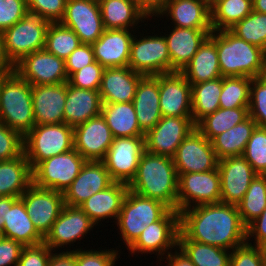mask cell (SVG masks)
<instances>
[{
  "label": "cell",
  "instance_id": "14",
  "mask_svg": "<svg viewBox=\"0 0 266 266\" xmlns=\"http://www.w3.org/2000/svg\"><path fill=\"white\" fill-rule=\"evenodd\" d=\"M179 231L180 213L170 209L160 220L149 224L128 250L133 254L156 252L162 258L170 253L167 250L178 247Z\"/></svg>",
  "mask_w": 266,
  "mask_h": 266
},
{
  "label": "cell",
  "instance_id": "47",
  "mask_svg": "<svg viewBox=\"0 0 266 266\" xmlns=\"http://www.w3.org/2000/svg\"><path fill=\"white\" fill-rule=\"evenodd\" d=\"M104 69L105 68L95 60L79 71L72 73L68 77L67 83L77 88L99 91Z\"/></svg>",
  "mask_w": 266,
  "mask_h": 266
},
{
  "label": "cell",
  "instance_id": "2",
  "mask_svg": "<svg viewBox=\"0 0 266 266\" xmlns=\"http://www.w3.org/2000/svg\"><path fill=\"white\" fill-rule=\"evenodd\" d=\"M128 188L140 196L156 199L170 209L177 210L178 175L171 157L145 151Z\"/></svg>",
  "mask_w": 266,
  "mask_h": 266
},
{
  "label": "cell",
  "instance_id": "48",
  "mask_svg": "<svg viewBox=\"0 0 266 266\" xmlns=\"http://www.w3.org/2000/svg\"><path fill=\"white\" fill-rule=\"evenodd\" d=\"M23 152V136L0 121V161L14 159Z\"/></svg>",
  "mask_w": 266,
  "mask_h": 266
},
{
  "label": "cell",
  "instance_id": "38",
  "mask_svg": "<svg viewBox=\"0 0 266 266\" xmlns=\"http://www.w3.org/2000/svg\"><path fill=\"white\" fill-rule=\"evenodd\" d=\"M222 87L223 77L191 85L192 120L195 124L220 108Z\"/></svg>",
  "mask_w": 266,
  "mask_h": 266
},
{
  "label": "cell",
  "instance_id": "21",
  "mask_svg": "<svg viewBox=\"0 0 266 266\" xmlns=\"http://www.w3.org/2000/svg\"><path fill=\"white\" fill-rule=\"evenodd\" d=\"M95 224L79 206L64 205L59 217L44 237L43 243L52 251L86 236Z\"/></svg>",
  "mask_w": 266,
  "mask_h": 266
},
{
  "label": "cell",
  "instance_id": "49",
  "mask_svg": "<svg viewBox=\"0 0 266 266\" xmlns=\"http://www.w3.org/2000/svg\"><path fill=\"white\" fill-rule=\"evenodd\" d=\"M67 0H27L28 12L37 14L50 23L63 18Z\"/></svg>",
  "mask_w": 266,
  "mask_h": 266
},
{
  "label": "cell",
  "instance_id": "46",
  "mask_svg": "<svg viewBox=\"0 0 266 266\" xmlns=\"http://www.w3.org/2000/svg\"><path fill=\"white\" fill-rule=\"evenodd\" d=\"M248 109L257 126L266 127V74L251 79Z\"/></svg>",
  "mask_w": 266,
  "mask_h": 266
},
{
  "label": "cell",
  "instance_id": "18",
  "mask_svg": "<svg viewBox=\"0 0 266 266\" xmlns=\"http://www.w3.org/2000/svg\"><path fill=\"white\" fill-rule=\"evenodd\" d=\"M218 171L221 187L220 202L237 206L257 173L242 155L220 159Z\"/></svg>",
  "mask_w": 266,
  "mask_h": 266
},
{
  "label": "cell",
  "instance_id": "64",
  "mask_svg": "<svg viewBox=\"0 0 266 266\" xmlns=\"http://www.w3.org/2000/svg\"><path fill=\"white\" fill-rule=\"evenodd\" d=\"M260 247H261L262 253L266 259V241Z\"/></svg>",
  "mask_w": 266,
  "mask_h": 266
},
{
  "label": "cell",
  "instance_id": "6",
  "mask_svg": "<svg viewBox=\"0 0 266 266\" xmlns=\"http://www.w3.org/2000/svg\"><path fill=\"white\" fill-rule=\"evenodd\" d=\"M169 210L161 201L128 190L116 221L127 249L149 224L160 220Z\"/></svg>",
  "mask_w": 266,
  "mask_h": 266
},
{
  "label": "cell",
  "instance_id": "16",
  "mask_svg": "<svg viewBox=\"0 0 266 266\" xmlns=\"http://www.w3.org/2000/svg\"><path fill=\"white\" fill-rule=\"evenodd\" d=\"M20 198L34 227L45 237L65 205L63 193L32 184Z\"/></svg>",
  "mask_w": 266,
  "mask_h": 266
},
{
  "label": "cell",
  "instance_id": "22",
  "mask_svg": "<svg viewBox=\"0 0 266 266\" xmlns=\"http://www.w3.org/2000/svg\"><path fill=\"white\" fill-rule=\"evenodd\" d=\"M114 183L102 161H86L80 173L63 192L64 204L80 206L92 195Z\"/></svg>",
  "mask_w": 266,
  "mask_h": 266
},
{
  "label": "cell",
  "instance_id": "54",
  "mask_svg": "<svg viewBox=\"0 0 266 266\" xmlns=\"http://www.w3.org/2000/svg\"><path fill=\"white\" fill-rule=\"evenodd\" d=\"M52 250L44 243L22 249L17 266H48Z\"/></svg>",
  "mask_w": 266,
  "mask_h": 266
},
{
  "label": "cell",
  "instance_id": "24",
  "mask_svg": "<svg viewBox=\"0 0 266 266\" xmlns=\"http://www.w3.org/2000/svg\"><path fill=\"white\" fill-rule=\"evenodd\" d=\"M66 82L55 85H32L35 125L64 123Z\"/></svg>",
  "mask_w": 266,
  "mask_h": 266
},
{
  "label": "cell",
  "instance_id": "13",
  "mask_svg": "<svg viewBox=\"0 0 266 266\" xmlns=\"http://www.w3.org/2000/svg\"><path fill=\"white\" fill-rule=\"evenodd\" d=\"M195 128L192 116L162 117L145 134V151L172 158L181 142Z\"/></svg>",
  "mask_w": 266,
  "mask_h": 266
},
{
  "label": "cell",
  "instance_id": "28",
  "mask_svg": "<svg viewBox=\"0 0 266 266\" xmlns=\"http://www.w3.org/2000/svg\"><path fill=\"white\" fill-rule=\"evenodd\" d=\"M102 99L98 90H86L66 82L64 123L71 127L85 123L101 114Z\"/></svg>",
  "mask_w": 266,
  "mask_h": 266
},
{
  "label": "cell",
  "instance_id": "19",
  "mask_svg": "<svg viewBox=\"0 0 266 266\" xmlns=\"http://www.w3.org/2000/svg\"><path fill=\"white\" fill-rule=\"evenodd\" d=\"M73 129L74 149L86 161H102L114 140L104 117L100 114Z\"/></svg>",
  "mask_w": 266,
  "mask_h": 266
},
{
  "label": "cell",
  "instance_id": "58",
  "mask_svg": "<svg viewBox=\"0 0 266 266\" xmlns=\"http://www.w3.org/2000/svg\"><path fill=\"white\" fill-rule=\"evenodd\" d=\"M48 266H76L75 250L52 253Z\"/></svg>",
  "mask_w": 266,
  "mask_h": 266
},
{
  "label": "cell",
  "instance_id": "9",
  "mask_svg": "<svg viewBox=\"0 0 266 266\" xmlns=\"http://www.w3.org/2000/svg\"><path fill=\"white\" fill-rule=\"evenodd\" d=\"M192 201V202H191ZM221 201L220 174L217 169L178 176L177 211ZM193 206H192V204Z\"/></svg>",
  "mask_w": 266,
  "mask_h": 266
},
{
  "label": "cell",
  "instance_id": "50",
  "mask_svg": "<svg viewBox=\"0 0 266 266\" xmlns=\"http://www.w3.org/2000/svg\"><path fill=\"white\" fill-rule=\"evenodd\" d=\"M229 266H266L261 247L248 242L231 251Z\"/></svg>",
  "mask_w": 266,
  "mask_h": 266
},
{
  "label": "cell",
  "instance_id": "20",
  "mask_svg": "<svg viewBox=\"0 0 266 266\" xmlns=\"http://www.w3.org/2000/svg\"><path fill=\"white\" fill-rule=\"evenodd\" d=\"M159 105L162 117L192 116L191 84L181 72L159 75Z\"/></svg>",
  "mask_w": 266,
  "mask_h": 266
},
{
  "label": "cell",
  "instance_id": "11",
  "mask_svg": "<svg viewBox=\"0 0 266 266\" xmlns=\"http://www.w3.org/2000/svg\"><path fill=\"white\" fill-rule=\"evenodd\" d=\"M141 37L132 39L128 66L144 76L171 72L170 54L164 35Z\"/></svg>",
  "mask_w": 266,
  "mask_h": 266
},
{
  "label": "cell",
  "instance_id": "45",
  "mask_svg": "<svg viewBox=\"0 0 266 266\" xmlns=\"http://www.w3.org/2000/svg\"><path fill=\"white\" fill-rule=\"evenodd\" d=\"M260 175H266V127L256 126L242 155Z\"/></svg>",
  "mask_w": 266,
  "mask_h": 266
},
{
  "label": "cell",
  "instance_id": "8",
  "mask_svg": "<svg viewBox=\"0 0 266 266\" xmlns=\"http://www.w3.org/2000/svg\"><path fill=\"white\" fill-rule=\"evenodd\" d=\"M86 160L75 149L40 162L33 170V184L64 192L80 173Z\"/></svg>",
  "mask_w": 266,
  "mask_h": 266
},
{
  "label": "cell",
  "instance_id": "32",
  "mask_svg": "<svg viewBox=\"0 0 266 266\" xmlns=\"http://www.w3.org/2000/svg\"><path fill=\"white\" fill-rule=\"evenodd\" d=\"M181 73L191 85L222 77L216 43L210 37L203 42Z\"/></svg>",
  "mask_w": 266,
  "mask_h": 266
},
{
  "label": "cell",
  "instance_id": "60",
  "mask_svg": "<svg viewBox=\"0 0 266 266\" xmlns=\"http://www.w3.org/2000/svg\"><path fill=\"white\" fill-rule=\"evenodd\" d=\"M18 197L2 196L0 197V235H3L4 219L7 214V205H12Z\"/></svg>",
  "mask_w": 266,
  "mask_h": 266
},
{
  "label": "cell",
  "instance_id": "10",
  "mask_svg": "<svg viewBox=\"0 0 266 266\" xmlns=\"http://www.w3.org/2000/svg\"><path fill=\"white\" fill-rule=\"evenodd\" d=\"M145 152V136L114 138L102 162L114 182L129 185Z\"/></svg>",
  "mask_w": 266,
  "mask_h": 266
},
{
  "label": "cell",
  "instance_id": "51",
  "mask_svg": "<svg viewBox=\"0 0 266 266\" xmlns=\"http://www.w3.org/2000/svg\"><path fill=\"white\" fill-rule=\"evenodd\" d=\"M28 13L27 0H0V33Z\"/></svg>",
  "mask_w": 266,
  "mask_h": 266
},
{
  "label": "cell",
  "instance_id": "15",
  "mask_svg": "<svg viewBox=\"0 0 266 266\" xmlns=\"http://www.w3.org/2000/svg\"><path fill=\"white\" fill-rule=\"evenodd\" d=\"M14 71L31 85H55L68 81L65 60L45 48L25 56Z\"/></svg>",
  "mask_w": 266,
  "mask_h": 266
},
{
  "label": "cell",
  "instance_id": "57",
  "mask_svg": "<svg viewBox=\"0 0 266 266\" xmlns=\"http://www.w3.org/2000/svg\"><path fill=\"white\" fill-rule=\"evenodd\" d=\"M137 7L147 16H158L159 13L165 8L169 0H134ZM153 14V15H152Z\"/></svg>",
  "mask_w": 266,
  "mask_h": 266
},
{
  "label": "cell",
  "instance_id": "39",
  "mask_svg": "<svg viewBox=\"0 0 266 266\" xmlns=\"http://www.w3.org/2000/svg\"><path fill=\"white\" fill-rule=\"evenodd\" d=\"M249 117L248 107L233 109L219 108L214 113L206 115L197 124L196 128L209 141L214 137L243 122Z\"/></svg>",
  "mask_w": 266,
  "mask_h": 266
},
{
  "label": "cell",
  "instance_id": "52",
  "mask_svg": "<svg viewBox=\"0 0 266 266\" xmlns=\"http://www.w3.org/2000/svg\"><path fill=\"white\" fill-rule=\"evenodd\" d=\"M111 250V251H110ZM106 250H75L76 266H114L117 260L118 251Z\"/></svg>",
  "mask_w": 266,
  "mask_h": 266
},
{
  "label": "cell",
  "instance_id": "42",
  "mask_svg": "<svg viewBox=\"0 0 266 266\" xmlns=\"http://www.w3.org/2000/svg\"><path fill=\"white\" fill-rule=\"evenodd\" d=\"M80 44V39L71 29L59 22L49 24L45 40V49L49 53L65 60Z\"/></svg>",
  "mask_w": 266,
  "mask_h": 266
},
{
  "label": "cell",
  "instance_id": "30",
  "mask_svg": "<svg viewBox=\"0 0 266 266\" xmlns=\"http://www.w3.org/2000/svg\"><path fill=\"white\" fill-rule=\"evenodd\" d=\"M3 219V237L13 239L24 247L43 243L44 237L34 227L20 197L12 205H7L6 218Z\"/></svg>",
  "mask_w": 266,
  "mask_h": 266
},
{
  "label": "cell",
  "instance_id": "35",
  "mask_svg": "<svg viewBox=\"0 0 266 266\" xmlns=\"http://www.w3.org/2000/svg\"><path fill=\"white\" fill-rule=\"evenodd\" d=\"M101 115L114 138L145 136L138 124L132 102L104 103Z\"/></svg>",
  "mask_w": 266,
  "mask_h": 266
},
{
  "label": "cell",
  "instance_id": "12",
  "mask_svg": "<svg viewBox=\"0 0 266 266\" xmlns=\"http://www.w3.org/2000/svg\"><path fill=\"white\" fill-rule=\"evenodd\" d=\"M172 159L178 176L217 169L219 162L211 141L197 128L181 142Z\"/></svg>",
  "mask_w": 266,
  "mask_h": 266
},
{
  "label": "cell",
  "instance_id": "5",
  "mask_svg": "<svg viewBox=\"0 0 266 266\" xmlns=\"http://www.w3.org/2000/svg\"><path fill=\"white\" fill-rule=\"evenodd\" d=\"M23 147L33 170L40 162L74 149V129L66 123L35 125L23 137Z\"/></svg>",
  "mask_w": 266,
  "mask_h": 266
},
{
  "label": "cell",
  "instance_id": "27",
  "mask_svg": "<svg viewBox=\"0 0 266 266\" xmlns=\"http://www.w3.org/2000/svg\"><path fill=\"white\" fill-rule=\"evenodd\" d=\"M138 124L144 134L162 118L159 105V75L143 76L132 101Z\"/></svg>",
  "mask_w": 266,
  "mask_h": 266
},
{
  "label": "cell",
  "instance_id": "1",
  "mask_svg": "<svg viewBox=\"0 0 266 266\" xmlns=\"http://www.w3.org/2000/svg\"><path fill=\"white\" fill-rule=\"evenodd\" d=\"M180 231L202 244L233 250L247 241L238 207L226 203L197 205L180 212Z\"/></svg>",
  "mask_w": 266,
  "mask_h": 266
},
{
  "label": "cell",
  "instance_id": "3",
  "mask_svg": "<svg viewBox=\"0 0 266 266\" xmlns=\"http://www.w3.org/2000/svg\"><path fill=\"white\" fill-rule=\"evenodd\" d=\"M209 37L216 43L222 77L255 78L266 74V51L262 48L230 30H213Z\"/></svg>",
  "mask_w": 266,
  "mask_h": 266
},
{
  "label": "cell",
  "instance_id": "62",
  "mask_svg": "<svg viewBox=\"0 0 266 266\" xmlns=\"http://www.w3.org/2000/svg\"><path fill=\"white\" fill-rule=\"evenodd\" d=\"M252 10L258 13H266V0H252Z\"/></svg>",
  "mask_w": 266,
  "mask_h": 266
},
{
  "label": "cell",
  "instance_id": "41",
  "mask_svg": "<svg viewBox=\"0 0 266 266\" xmlns=\"http://www.w3.org/2000/svg\"><path fill=\"white\" fill-rule=\"evenodd\" d=\"M237 207L246 227L261 215L266 208V175H256Z\"/></svg>",
  "mask_w": 266,
  "mask_h": 266
},
{
  "label": "cell",
  "instance_id": "37",
  "mask_svg": "<svg viewBox=\"0 0 266 266\" xmlns=\"http://www.w3.org/2000/svg\"><path fill=\"white\" fill-rule=\"evenodd\" d=\"M180 249L195 266H229L231 252L227 249L189 240L181 231L178 235ZM229 252V253H228Z\"/></svg>",
  "mask_w": 266,
  "mask_h": 266
},
{
  "label": "cell",
  "instance_id": "4",
  "mask_svg": "<svg viewBox=\"0 0 266 266\" xmlns=\"http://www.w3.org/2000/svg\"><path fill=\"white\" fill-rule=\"evenodd\" d=\"M0 121L23 137L35 126L32 85L15 71L1 74Z\"/></svg>",
  "mask_w": 266,
  "mask_h": 266
},
{
  "label": "cell",
  "instance_id": "63",
  "mask_svg": "<svg viewBox=\"0 0 266 266\" xmlns=\"http://www.w3.org/2000/svg\"><path fill=\"white\" fill-rule=\"evenodd\" d=\"M199 2H202L203 4H205L208 8H212L214 5H215V3H216V1L217 0H198Z\"/></svg>",
  "mask_w": 266,
  "mask_h": 266
},
{
  "label": "cell",
  "instance_id": "29",
  "mask_svg": "<svg viewBox=\"0 0 266 266\" xmlns=\"http://www.w3.org/2000/svg\"><path fill=\"white\" fill-rule=\"evenodd\" d=\"M129 190L128 185L114 182L111 186L95 193L79 207L88 215L96 225L107 218L117 220L123 200Z\"/></svg>",
  "mask_w": 266,
  "mask_h": 266
},
{
  "label": "cell",
  "instance_id": "17",
  "mask_svg": "<svg viewBox=\"0 0 266 266\" xmlns=\"http://www.w3.org/2000/svg\"><path fill=\"white\" fill-rule=\"evenodd\" d=\"M59 23L74 31L84 44H93L105 30L99 2L92 0H67Z\"/></svg>",
  "mask_w": 266,
  "mask_h": 266
},
{
  "label": "cell",
  "instance_id": "34",
  "mask_svg": "<svg viewBox=\"0 0 266 266\" xmlns=\"http://www.w3.org/2000/svg\"><path fill=\"white\" fill-rule=\"evenodd\" d=\"M101 17L105 29H129L147 16L134 0H99ZM140 20V21H139Z\"/></svg>",
  "mask_w": 266,
  "mask_h": 266
},
{
  "label": "cell",
  "instance_id": "23",
  "mask_svg": "<svg viewBox=\"0 0 266 266\" xmlns=\"http://www.w3.org/2000/svg\"><path fill=\"white\" fill-rule=\"evenodd\" d=\"M129 29H105L92 44L94 59L104 68L126 67L130 58L132 35Z\"/></svg>",
  "mask_w": 266,
  "mask_h": 266
},
{
  "label": "cell",
  "instance_id": "33",
  "mask_svg": "<svg viewBox=\"0 0 266 266\" xmlns=\"http://www.w3.org/2000/svg\"><path fill=\"white\" fill-rule=\"evenodd\" d=\"M32 184V168L24 152L14 159L0 161V197L19 198Z\"/></svg>",
  "mask_w": 266,
  "mask_h": 266
},
{
  "label": "cell",
  "instance_id": "43",
  "mask_svg": "<svg viewBox=\"0 0 266 266\" xmlns=\"http://www.w3.org/2000/svg\"><path fill=\"white\" fill-rule=\"evenodd\" d=\"M251 79L238 76L223 77V87L219 98L220 108L249 107Z\"/></svg>",
  "mask_w": 266,
  "mask_h": 266
},
{
  "label": "cell",
  "instance_id": "31",
  "mask_svg": "<svg viewBox=\"0 0 266 266\" xmlns=\"http://www.w3.org/2000/svg\"><path fill=\"white\" fill-rule=\"evenodd\" d=\"M169 15L175 27L212 29L211 10L198 0H169L159 15Z\"/></svg>",
  "mask_w": 266,
  "mask_h": 266
},
{
  "label": "cell",
  "instance_id": "44",
  "mask_svg": "<svg viewBox=\"0 0 266 266\" xmlns=\"http://www.w3.org/2000/svg\"><path fill=\"white\" fill-rule=\"evenodd\" d=\"M229 30L237 37L266 51V13L252 10Z\"/></svg>",
  "mask_w": 266,
  "mask_h": 266
},
{
  "label": "cell",
  "instance_id": "7",
  "mask_svg": "<svg viewBox=\"0 0 266 266\" xmlns=\"http://www.w3.org/2000/svg\"><path fill=\"white\" fill-rule=\"evenodd\" d=\"M50 22L28 12L12 27L1 33L6 58L14 67L25 56L44 49Z\"/></svg>",
  "mask_w": 266,
  "mask_h": 266
},
{
  "label": "cell",
  "instance_id": "56",
  "mask_svg": "<svg viewBox=\"0 0 266 266\" xmlns=\"http://www.w3.org/2000/svg\"><path fill=\"white\" fill-rule=\"evenodd\" d=\"M247 242L253 237L254 246L260 247L266 241V208L261 215L246 227ZM251 236V237H250Z\"/></svg>",
  "mask_w": 266,
  "mask_h": 266
},
{
  "label": "cell",
  "instance_id": "25",
  "mask_svg": "<svg viewBox=\"0 0 266 266\" xmlns=\"http://www.w3.org/2000/svg\"><path fill=\"white\" fill-rule=\"evenodd\" d=\"M212 31L213 29H192L174 26L170 34L164 36L170 54L171 72H181Z\"/></svg>",
  "mask_w": 266,
  "mask_h": 266
},
{
  "label": "cell",
  "instance_id": "40",
  "mask_svg": "<svg viewBox=\"0 0 266 266\" xmlns=\"http://www.w3.org/2000/svg\"><path fill=\"white\" fill-rule=\"evenodd\" d=\"M210 10L212 29L229 30L252 12V0H217Z\"/></svg>",
  "mask_w": 266,
  "mask_h": 266
},
{
  "label": "cell",
  "instance_id": "36",
  "mask_svg": "<svg viewBox=\"0 0 266 266\" xmlns=\"http://www.w3.org/2000/svg\"><path fill=\"white\" fill-rule=\"evenodd\" d=\"M256 126V122L249 116L243 122L214 137L211 144L217 158L220 160L230 156L243 155L246 144Z\"/></svg>",
  "mask_w": 266,
  "mask_h": 266
},
{
  "label": "cell",
  "instance_id": "61",
  "mask_svg": "<svg viewBox=\"0 0 266 266\" xmlns=\"http://www.w3.org/2000/svg\"><path fill=\"white\" fill-rule=\"evenodd\" d=\"M14 71V67L6 58L4 48H3V40L2 35L0 33V74H10Z\"/></svg>",
  "mask_w": 266,
  "mask_h": 266
},
{
  "label": "cell",
  "instance_id": "55",
  "mask_svg": "<svg viewBox=\"0 0 266 266\" xmlns=\"http://www.w3.org/2000/svg\"><path fill=\"white\" fill-rule=\"evenodd\" d=\"M24 246L13 239H0V266H17Z\"/></svg>",
  "mask_w": 266,
  "mask_h": 266
},
{
  "label": "cell",
  "instance_id": "53",
  "mask_svg": "<svg viewBox=\"0 0 266 266\" xmlns=\"http://www.w3.org/2000/svg\"><path fill=\"white\" fill-rule=\"evenodd\" d=\"M94 50L92 44L81 43L66 59L65 69L67 76L79 71L83 67L93 63Z\"/></svg>",
  "mask_w": 266,
  "mask_h": 266
},
{
  "label": "cell",
  "instance_id": "59",
  "mask_svg": "<svg viewBox=\"0 0 266 266\" xmlns=\"http://www.w3.org/2000/svg\"><path fill=\"white\" fill-rule=\"evenodd\" d=\"M174 249L175 254L170 251V253L166 255V260L168 261L167 266H195L181 250L178 252V250L176 251V247Z\"/></svg>",
  "mask_w": 266,
  "mask_h": 266
},
{
  "label": "cell",
  "instance_id": "26",
  "mask_svg": "<svg viewBox=\"0 0 266 266\" xmlns=\"http://www.w3.org/2000/svg\"><path fill=\"white\" fill-rule=\"evenodd\" d=\"M143 76L129 66L105 68L99 88L102 103L132 102Z\"/></svg>",
  "mask_w": 266,
  "mask_h": 266
}]
</instances>
